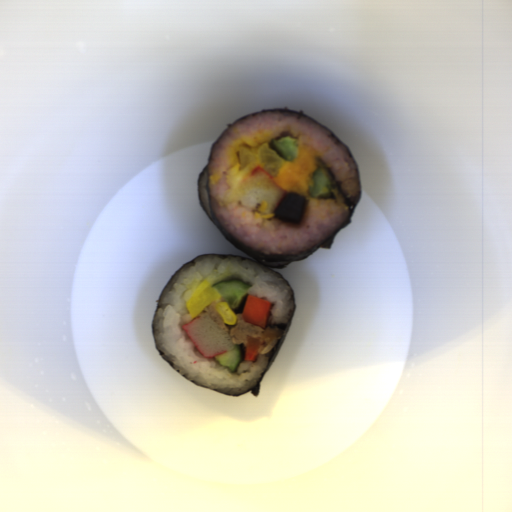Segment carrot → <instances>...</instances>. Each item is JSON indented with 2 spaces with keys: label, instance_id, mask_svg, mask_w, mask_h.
I'll list each match as a JSON object with an SVG mask.
<instances>
[{
  "label": "carrot",
  "instance_id": "obj_1",
  "mask_svg": "<svg viewBox=\"0 0 512 512\" xmlns=\"http://www.w3.org/2000/svg\"><path fill=\"white\" fill-rule=\"evenodd\" d=\"M272 303L270 300L246 295L242 319L248 323L266 329Z\"/></svg>",
  "mask_w": 512,
  "mask_h": 512
},
{
  "label": "carrot",
  "instance_id": "obj_2",
  "mask_svg": "<svg viewBox=\"0 0 512 512\" xmlns=\"http://www.w3.org/2000/svg\"><path fill=\"white\" fill-rule=\"evenodd\" d=\"M263 340L261 337L247 336V345L243 361L255 362L258 352L262 347Z\"/></svg>",
  "mask_w": 512,
  "mask_h": 512
}]
</instances>
